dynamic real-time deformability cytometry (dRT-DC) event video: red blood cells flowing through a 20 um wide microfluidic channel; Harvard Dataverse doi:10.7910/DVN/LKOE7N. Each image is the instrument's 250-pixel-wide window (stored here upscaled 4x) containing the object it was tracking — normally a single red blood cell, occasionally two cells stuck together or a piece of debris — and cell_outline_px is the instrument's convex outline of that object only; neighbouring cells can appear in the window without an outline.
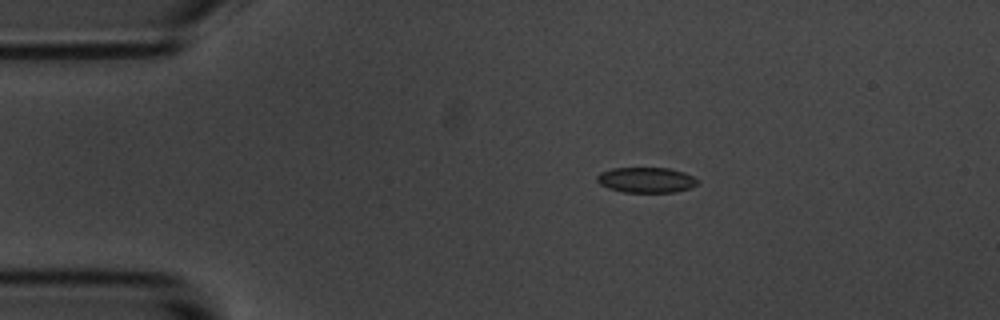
{"species": "common noctule bat (a hibernating species)", "species_latin": "Nyctalus noctula", "temperature_condition": "room temperature", "stored_images_in_passage": 8, "camera_frame_rate_fps": 3000, "um_per_image_px": 0.085, "animal": {"sex": "male", "body_mass_g": 20.1, "forearm_length_mm": 53.5}, "frame": {"image": 1, "passage_image": 2, "time_ms": 1.333, "image_size_px": [1000, 320], "cell_outline_px": [[700, 184], [676, 192], [624, 192], [608, 188], [600, 184], [596, 180], [596, 176], [600, 172], [612, 168], [668, 168], [684, 172], [700, 180]], "centroid_in_image_um": [54.94, 15.29], "position_along_channel_um": 30.1, "area_um2": 14.97}}
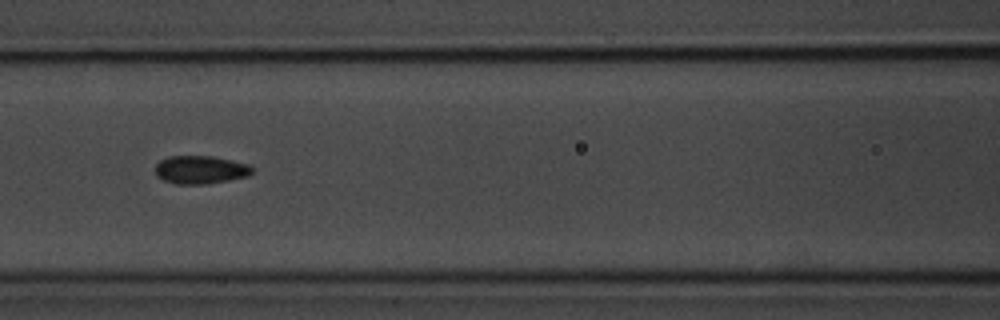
{"frame": {"image": 2, "passage_image": 6, "time_ms": 6.0, "image_size_px": [1000, 320], "cell_outline_px": [[252, 172], [248, 176], [208, 184], [176, 184], [164, 180], [156, 176], [156, 164], [160, 160], [168, 156], [212, 156], [248, 164], [252, 168]], "centroid_in_image_um": [17.01, 14.43], "position_along_channel_um": 149.6, "area_um2": 15.84}}
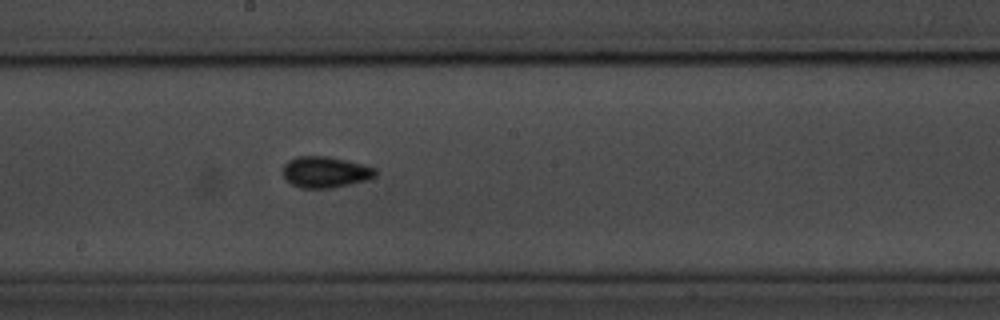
{"frame": {"image": 3, "passage_image": 8, "time_ms": 8.0, "image_size_px": [1000, 320], "cell_outline_px": [[376, 176], [368, 180], [332, 188], [300, 188], [292, 184], [284, 176], [284, 164], [288, 160], [296, 156], [328, 156], [376, 168]], "centroid_in_image_um": [27.65, 14.63], "position_along_channel_um": 220.5, "area_um2": 16.7}}